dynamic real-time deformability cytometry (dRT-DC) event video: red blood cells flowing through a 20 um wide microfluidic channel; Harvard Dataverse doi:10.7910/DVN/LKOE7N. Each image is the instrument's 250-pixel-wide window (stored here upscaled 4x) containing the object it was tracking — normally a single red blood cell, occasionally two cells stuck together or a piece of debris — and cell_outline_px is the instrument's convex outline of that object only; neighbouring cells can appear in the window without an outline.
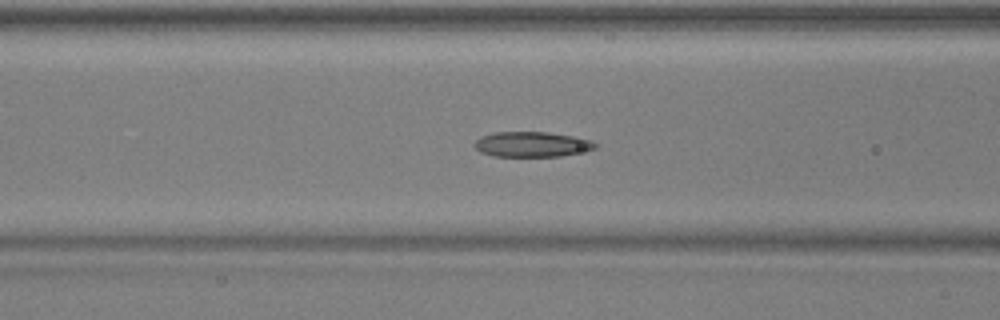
{"species": "common noctule bat (a hibernating species)", "species_latin": "Nyctalus noctula", "temperature_condition": "warm", "stored_images_in_passage": 52, "camera_frame_rate_fps": 3000, "um_per_image_px": 0.085, "animal": {"sex": "male", "body_mass_g": 17.9, "forearm_length_mm": 54.2}, "frame": {"image": 1, "passage_image": 22, "time_ms": 7.0, "image_size_px": [1000, 320], "cell_outline_px": [[600, 144], [596, 148], [560, 156], [492, 156], [480, 152], [472, 144], [480, 136], [496, 132], [548, 132], [572, 136], [592, 140]], "centroid_in_image_um": [45.19, 12.26], "position_along_channel_um": 121.4, "area_um2": 17.74}}
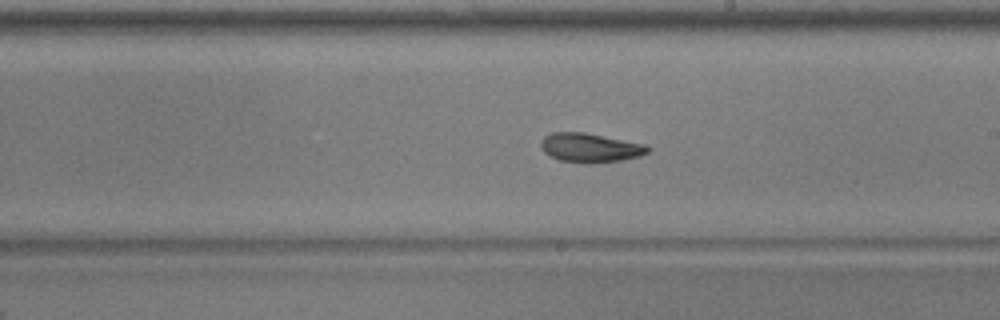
{"frame": {"image": 2, "passage_image": 31, "time_ms": 10.0, "image_size_px": [1000, 320], "cell_outline_px": [[652, 148], [648, 152], [640, 156], [620, 160], [592, 164], [588, 164], [560, 160], [544, 152], [540, 148], [540, 140], [544, 136], [552, 132], [584, 132], [644, 144]], "centroid_in_image_um": [50.14, 12.56], "position_along_channel_um": 238.9, "area_um2": 18.21}}
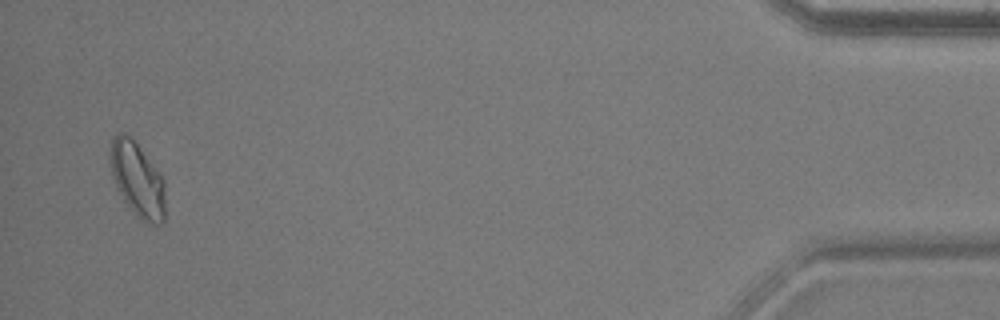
{"frame": {"image": 3, "passage_image": 51, "time_ms": 16.667, "image_size_px": [1000, 320], "cell_outline_px": [[164, 220], [160, 224], [156, 224], [144, 220], [124, 200], [112, 176], [108, 156], [112, 136], [116, 132], [124, 132], [136, 144], [156, 168], [164, 180]], "centroid_in_image_um": [11.64, 15.18], "position_along_channel_um": 423.6, "area_um2": 23.29}, "authors_computed_cell_mechanics": {"area_um2": 18.4093, "velocity_mm_per_s": 3.9164, "shape_relaxation_time_tau1_ms": 4.6021, "shape_relaxation_time_tau2_ms": 2.0788, "deformation_change_tau1": 0.1466, "deformation_change_tau2": 0.0817}}